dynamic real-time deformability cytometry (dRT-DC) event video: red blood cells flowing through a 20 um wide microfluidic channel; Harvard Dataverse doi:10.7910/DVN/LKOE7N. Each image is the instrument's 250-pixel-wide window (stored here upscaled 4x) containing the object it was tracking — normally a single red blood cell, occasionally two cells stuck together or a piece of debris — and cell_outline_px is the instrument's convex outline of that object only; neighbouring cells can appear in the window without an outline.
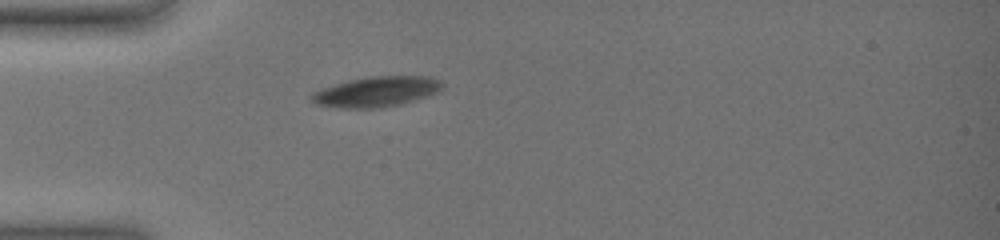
{"species": "common noctule bat (a hibernating species)", "species_latin": "Nyctalus noctula", "temperature_condition": "warm", "stored_images_in_passage": 39, "camera_frame_rate_fps": 3000, "um_per_image_px": 0.085, "animal": {"sex": "female", "body_mass_g": 19.0, "forearm_length_mm": 51.5}, "frame": {"image": 1, "passage_image": 1, "time_ms": 0.0, "image_size_px": [1000, 240], "cell_outline_px": [[444, 88], [436, 92], [396, 104], [376, 108], [344, 108], [320, 104], [312, 100], [308, 96], [312, 92], [332, 84], [348, 80], [368, 76], [432, 76], [440, 80], [444, 84]], "centroid_in_image_um": [31.97, 7.76], "position_along_channel_um": 53.0, "area_um2": 22.72}}
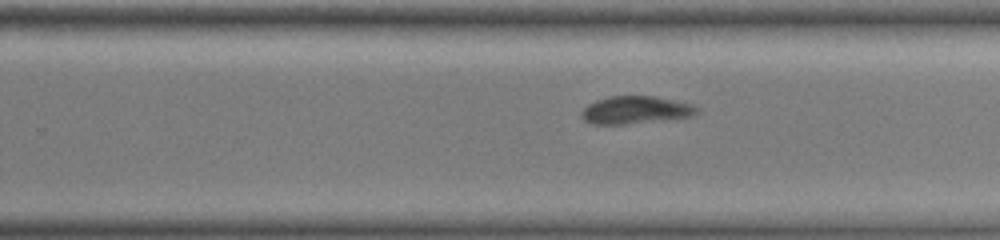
{"frame": {"image": 2, "passage_image": 21, "time_ms": 6.667, "image_size_px": [1000, 240], "cell_outline_px": [[696, 112], [692, 116], [624, 124], [592, 124], [584, 120], [580, 116], [580, 112], [588, 104], [596, 100], [608, 96], [652, 96], [676, 100], [692, 104], [696, 108]], "centroid_in_image_um": [53.95, 9.34], "position_along_channel_um": 275.9, "area_um2": 18.38}}
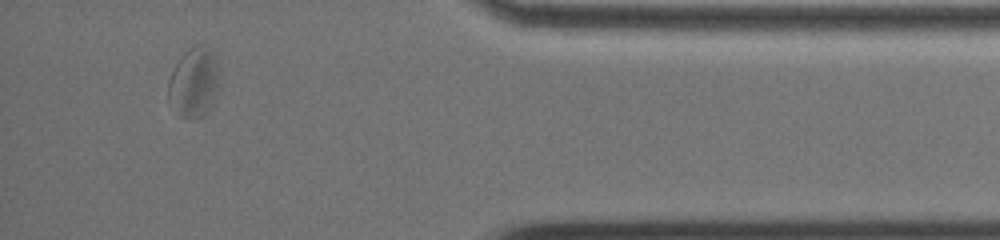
{"frame": {"image": 3, "passage_image": 35, "time_ms": 11.333, "image_size_px": [1000, 240], "cell_outline_px": [[216, 84], [212, 108], [200, 120], [192, 120], [176, 116], [168, 92], [168, 80], [180, 56], [188, 48], [196, 44], [200, 44], [208, 48], [216, 56]], "centroid_in_image_um": [16.45, 7.06], "position_along_channel_um": 418.8, "area_um2": 20.75}, "authors_computed_cell_mechanics": {"area_um2": 21.5016, "velocity_mm_per_s": 3.533, "shape_relaxation_time_tau1_ms": null, "shape_relaxation_time_tau2_ms": 2.7296, "deformation_change_tau1": null, "deformation_change_tau2": 0.0797}}